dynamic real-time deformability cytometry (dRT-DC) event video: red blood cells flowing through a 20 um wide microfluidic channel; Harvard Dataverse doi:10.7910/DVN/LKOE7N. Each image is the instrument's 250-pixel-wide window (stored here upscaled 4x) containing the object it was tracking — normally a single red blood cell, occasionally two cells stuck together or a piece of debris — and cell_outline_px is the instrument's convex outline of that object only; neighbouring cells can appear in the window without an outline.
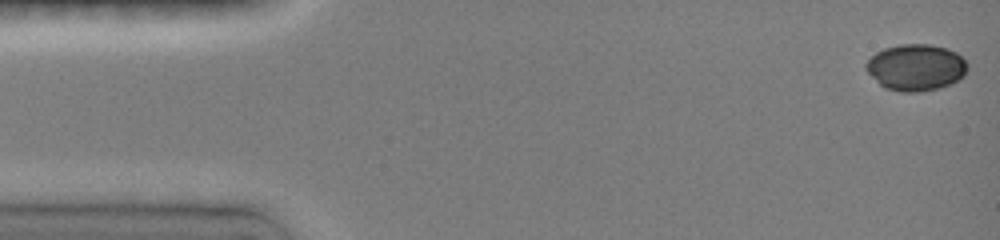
{"species": "common noctule bat (a hibernating species)", "species_latin": "Nyctalus noctula", "temperature_condition": "room temperature", "stored_images_in_passage": 10, "camera_frame_rate_fps": 3000, "um_per_image_px": 0.085, "animal": {"sex": "female", "body_mass_g": 19.0, "forearm_length_mm": 51.5}, "frame": {"image": 1, "passage_image": 1, "time_ms": 0.0, "image_size_px": [1000, 240], "cell_outline_px": [[968, 68], [964, 76], [940, 88], [920, 92], [900, 92], [884, 88], [864, 68], [864, 64], [876, 52], [884, 48], [900, 44], [928, 44], [944, 48], [956, 52], [968, 64]], "centroid_in_image_um": [77.83, 5.73], "position_along_channel_um": 7.2, "area_um2": 27.46}}
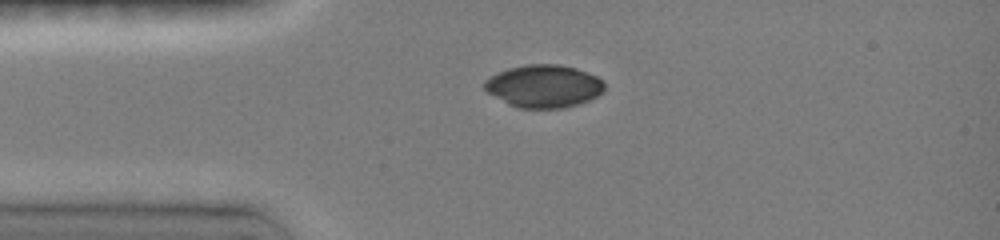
{"frame": {"image": 2, "passage_image": 6, "time_ms": 3.333, "image_size_px": [1000, 240], "cell_outline_px": [[604, 92], [580, 104], [564, 108], [520, 108], [508, 104], [488, 92], [484, 88], [484, 84], [492, 76], [508, 68], [528, 64], [556, 64], [576, 68], [596, 76], [604, 84]], "centroid_in_image_um": [46.25, 7.33], "position_along_channel_um": 38.8, "area_um2": 29.54}}